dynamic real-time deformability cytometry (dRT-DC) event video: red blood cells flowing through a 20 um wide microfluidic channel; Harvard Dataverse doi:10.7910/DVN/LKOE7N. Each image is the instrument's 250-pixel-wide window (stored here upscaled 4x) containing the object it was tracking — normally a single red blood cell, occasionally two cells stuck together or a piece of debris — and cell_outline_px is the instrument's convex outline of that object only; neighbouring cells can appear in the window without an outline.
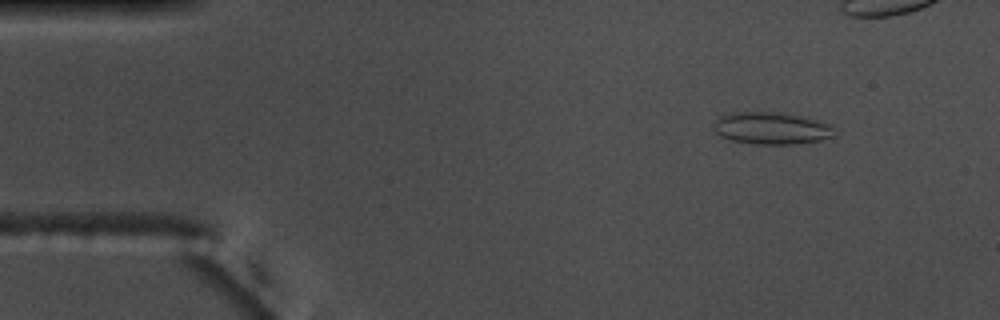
{"species": "common noctule bat (a hibernating species)", "species_latin": "Nyctalus noctula", "temperature_condition": "warm", "stored_images_in_passage": 43, "segment_of_instrument_passage": [1, 2], "camera_frame_rate_fps": 3000, "um_per_image_px": 0.085, "animal": {"sex": "male", "body_mass_g": 17.5, "forearm_length_mm": 52.3}, "frame": {"image": 1, "passage_image": 6, "time_ms": 1.667, "image_size_px": [1000, 320], "cell_outline_px": [[836, 136], [820, 140], [792, 144], [752, 144], [732, 140], [720, 136], [712, 128], [716, 120], [720, 116], [736, 112], [784, 112], [816, 120], [828, 124], [832, 128]], "centroid_in_image_um": [65.55, 10.9], "position_along_channel_um": 19.4, "area_um2": 22.54}}
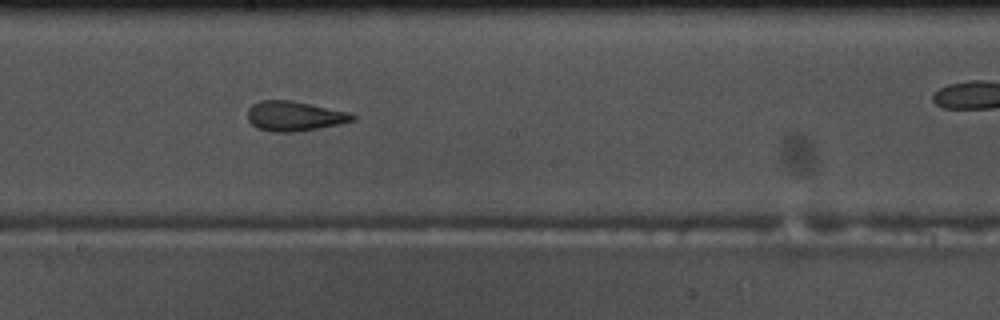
{"frame": {"image": 2, "passage_image": 29, "time_ms": 9.333, "image_size_px": [1000, 320], "cell_outline_px": [[356, 120], [340, 124], [320, 128], [292, 132], [272, 132], [256, 128], [248, 120], [248, 108], [252, 104], [260, 100], [292, 100], [348, 112], [356, 116]], "centroid_in_image_um": [25.01, 9.87], "position_along_channel_um": 223.2, "area_um2": 18.32}}
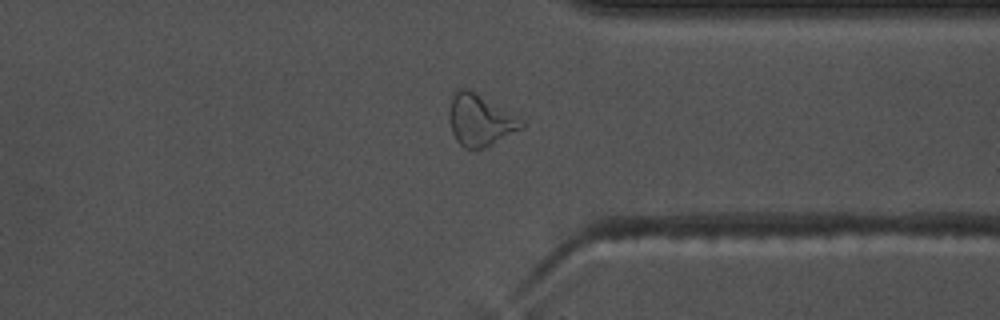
{"frame": {"image": 3, "passage_image": 41, "time_ms": 13.333, "image_size_px": [1000, 320], "cell_outline_px": [[524, 124], [520, 128], [492, 144], [484, 148], [464, 148], [456, 140], [452, 132], [448, 116], [452, 96], [460, 88], [468, 88], [476, 92], [504, 108], [524, 120]], "centroid_in_image_um": [40.78, 10.19], "position_along_channel_um": 370.6, "area_um2": 21.44}}